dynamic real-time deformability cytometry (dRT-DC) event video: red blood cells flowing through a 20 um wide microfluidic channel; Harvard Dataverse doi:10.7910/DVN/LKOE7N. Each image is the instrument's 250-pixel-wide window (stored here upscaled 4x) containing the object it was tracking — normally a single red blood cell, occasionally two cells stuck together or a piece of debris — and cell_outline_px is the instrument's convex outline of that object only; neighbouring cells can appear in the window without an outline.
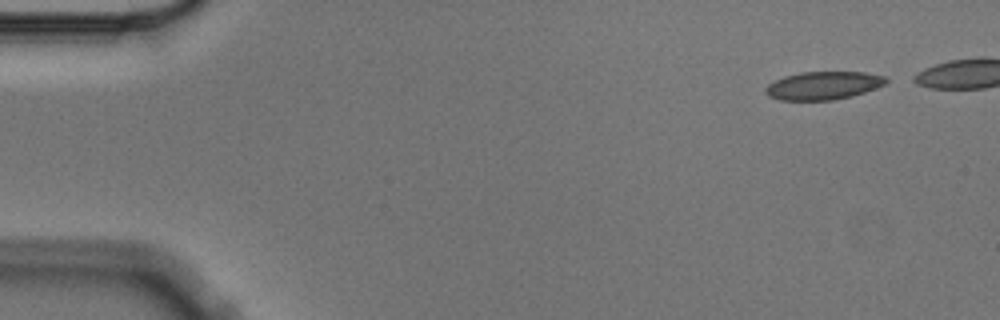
{"species": "Egyptian fruit bat (a non-hibernating species)", "species_latin": "Rousettus aegyptiacus", "temperature_condition": "cold", "stored_images_in_passage": 7, "camera_frame_rate_fps": 3000, "um_per_image_px": 0.085, "animal": {"sex": "male"}, "frame": {"image": 1, "passage_image": 1, "time_ms": 0.0, "image_size_px": [1000, 320], "cell_outline_px": [[888, 80], [884, 84], [876, 88], [852, 96], [832, 100], [780, 100], [768, 96], [764, 92], [764, 88], [768, 84], [784, 76], [800, 72], [864, 72], [884, 76]], "centroid_in_image_um": [69.95, 7.27], "position_along_channel_um": 15.1, "area_um2": 19.71}}
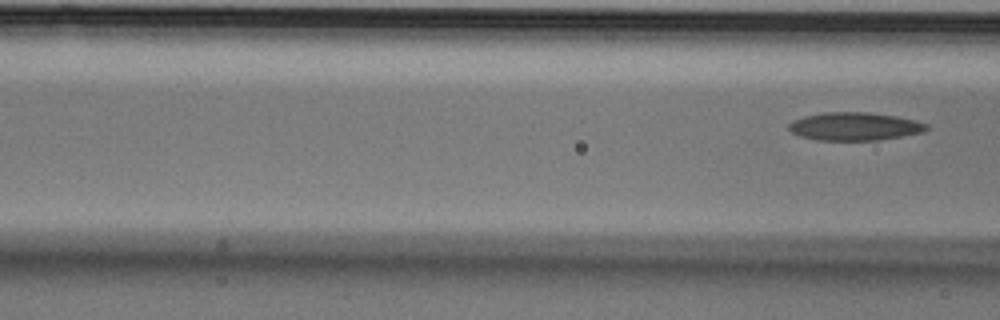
{"frame": {"image": 2, "passage_image": 7, "time_ms": 2.0, "image_size_px": [1000, 320], "cell_outline_px": [[928, 128], [924, 132], [880, 140], [816, 140], [800, 136], [792, 132], [788, 128], [788, 124], [792, 120], [804, 116], [824, 112], [868, 112], [896, 116], [928, 124]], "centroid_in_image_um": [72.62, 10.74], "position_along_channel_um": 94.0, "area_um2": 22.54}}